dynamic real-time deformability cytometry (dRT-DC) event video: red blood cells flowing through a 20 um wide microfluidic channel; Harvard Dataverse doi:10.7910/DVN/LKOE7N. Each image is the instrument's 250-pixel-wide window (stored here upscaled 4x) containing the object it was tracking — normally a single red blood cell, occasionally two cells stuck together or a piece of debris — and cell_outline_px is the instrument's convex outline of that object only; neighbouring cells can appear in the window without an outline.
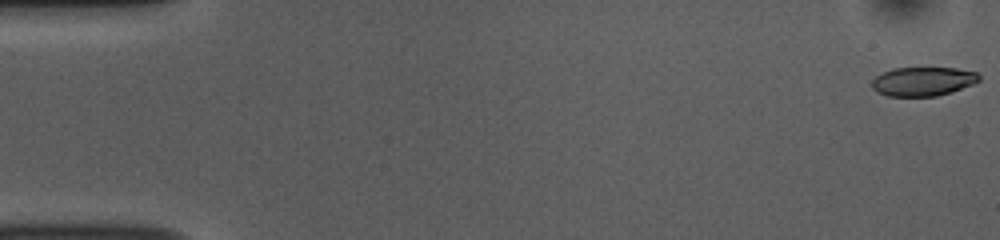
{"species": "common noctule bat (a hibernating species)", "species_latin": "Nyctalus noctula", "temperature_condition": "room temperature", "stored_images_in_passage": 53, "camera_frame_rate_fps": 3000, "um_per_image_px": 0.085, "animal": {"sex": "female", "body_mass_g": 10.0, "forearm_length_mm": 53.1}, "frame": {"image": 1, "passage_image": 1, "time_ms": 0.0, "image_size_px": [1000, 240], "cell_outline_px": [[980, 80], [972, 84], [936, 96], [888, 96], [876, 92], [872, 88], [872, 80], [876, 76], [892, 68], [956, 68], [976, 72], [980, 76]], "centroid_in_image_um": [78.41, 6.91], "position_along_channel_um": 6.6, "area_um2": 17.92}}
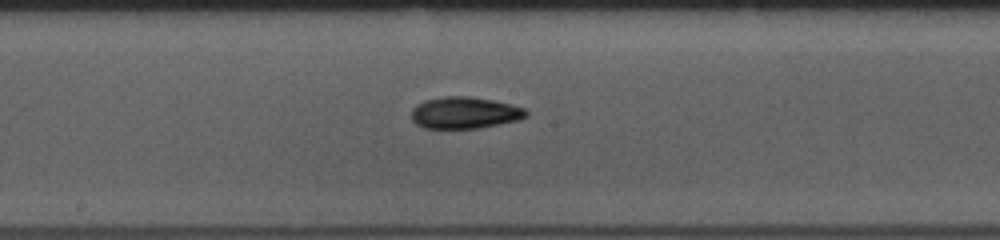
{"frame": {"image": 2, "passage_image": 28, "time_ms": 9.0, "image_size_px": [1000, 240], "cell_outline_px": [[528, 116], [516, 120], [480, 128], [424, 128], [416, 124], [412, 120], [412, 108], [416, 104], [424, 100], [444, 96], [468, 96], [492, 100], [524, 108], [528, 112]], "centroid_in_image_um": [39.46, 9.58], "position_along_channel_um": 208.7, "area_um2": 21.1}}
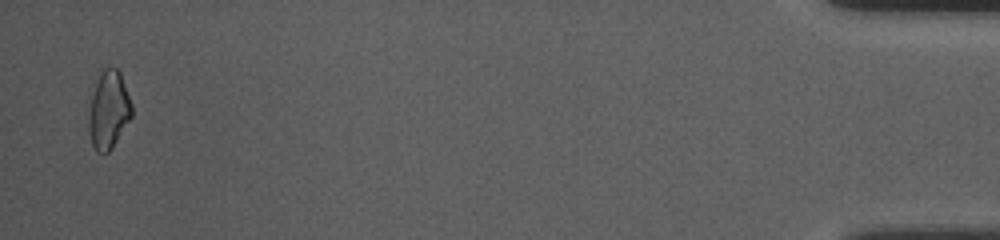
{"frame": {"image": 3, "passage_image": 52, "time_ms": 17.0, "image_size_px": [1000, 240], "cell_outline_px": [[132, 116], [112, 148], [108, 152], [96, 152], [92, 144], [88, 132], [88, 116], [92, 96], [100, 68], [116, 68], [120, 72], [132, 104]], "centroid_in_image_um": [9.22, 9.34], "position_along_channel_um": 426.0, "area_um2": 19.54}, "authors_computed_cell_mechanics": {"area_um2": 19.7676, "velocity_mm_per_s": 3.797, "shape_relaxation_time_tau1_ms": 3.5041, "shape_relaxation_time_tau2_ms": 7.3268, "deformation_change_tau1": 0.1083, "deformation_change_tau2": 0.1453}}